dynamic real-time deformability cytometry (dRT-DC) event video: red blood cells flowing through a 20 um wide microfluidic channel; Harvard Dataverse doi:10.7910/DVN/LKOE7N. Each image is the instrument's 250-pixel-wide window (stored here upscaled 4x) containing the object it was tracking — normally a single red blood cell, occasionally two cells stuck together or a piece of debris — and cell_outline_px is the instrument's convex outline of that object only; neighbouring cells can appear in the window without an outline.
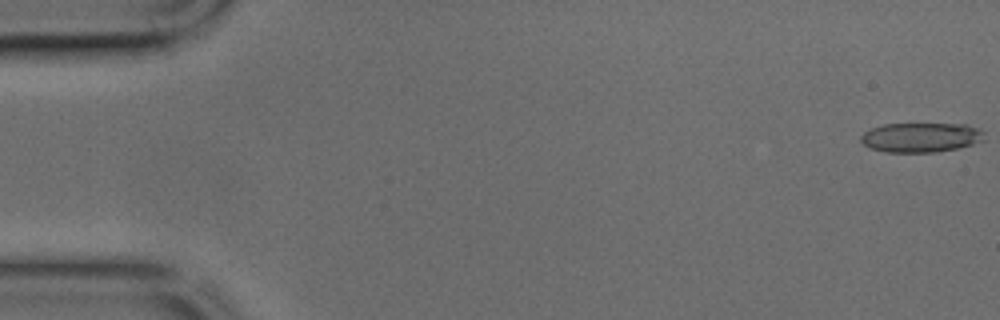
{"species": "common noctule bat (a hibernating species)", "species_latin": "Nyctalus noctula", "temperature_condition": "cold", "stored_images_in_passage": 45, "camera_frame_rate_fps": 3000, "um_per_image_px": 0.085, "animal": {"sex": "male", "body_mass_g": 17.9, "forearm_length_mm": 54.2}, "frame": {"image": 1, "passage_image": 1, "time_ms": 0.0, "image_size_px": [1000, 320], "cell_outline_px": [[984, 140], [972, 144], [956, 148], [936, 152], [884, 152], [872, 148], [864, 144], [860, 140], [860, 136], [864, 132], [872, 128], [884, 124], [964, 124], [980, 128], [984, 132]], "centroid_in_image_um": [78.29, 11.67], "position_along_channel_um": 6.7, "area_um2": 21.21}}
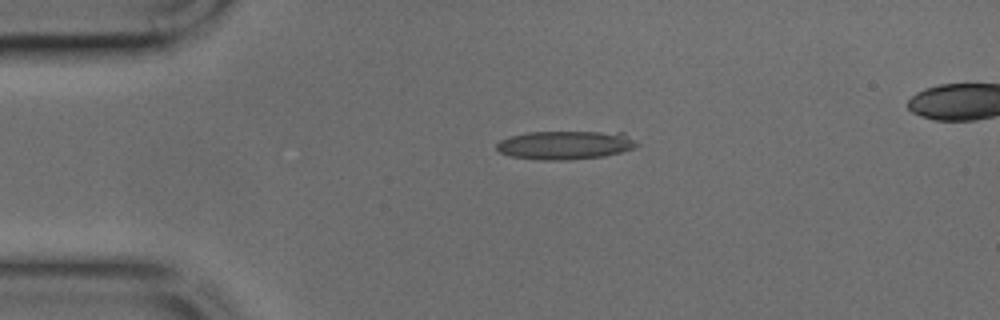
{"frame": {"image": 2, "passage_image": 10, "time_ms": 3.0, "image_size_px": [1000, 320], "cell_outline_px": [[640, 144], [636, 148], [604, 156], [568, 160], [540, 160], [512, 156], [500, 152], [496, 148], [496, 144], [500, 140], [508, 136], [528, 132], [624, 132]], "centroid_in_image_um": [48.07, 12.32], "position_along_channel_um": 36.9, "area_um2": 23.52}}
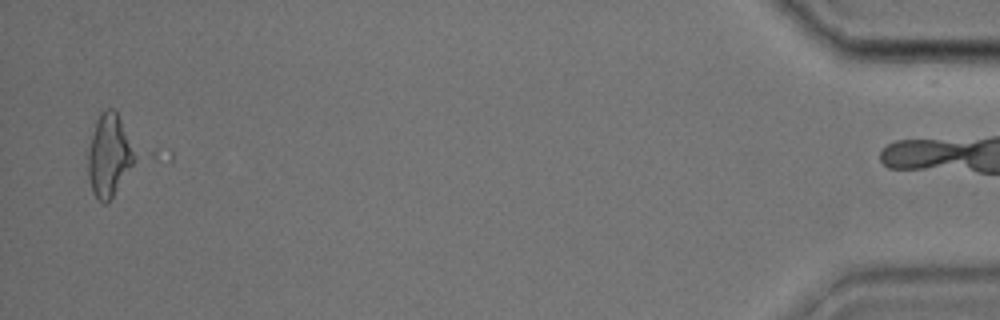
{"frame": {"image": 3, "passage_image": 44, "time_ms": 14.333, "image_size_px": [1000, 320], "cell_outline_px": [[140, 156], [108, 204], [104, 204], [92, 192], [88, 176], [88, 148], [96, 120], [100, 112], [108, 108], [112, 108], [116, 112]], "centroid_in_image_um": [9.32, 13.23], "position_along_channel_um": 425.9, "area_um2": 23.0}}